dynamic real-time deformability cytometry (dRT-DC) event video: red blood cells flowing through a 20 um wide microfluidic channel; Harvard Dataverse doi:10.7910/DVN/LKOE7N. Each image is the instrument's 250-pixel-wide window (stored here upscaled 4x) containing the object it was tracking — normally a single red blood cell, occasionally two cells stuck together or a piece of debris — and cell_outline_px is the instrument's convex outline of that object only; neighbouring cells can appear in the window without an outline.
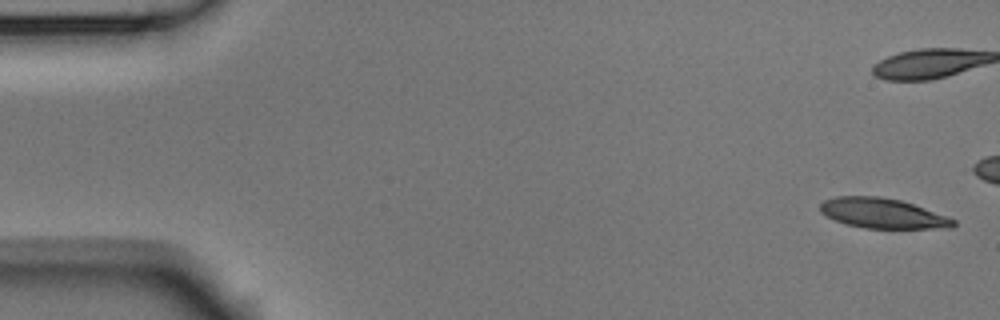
{"species": "Egyptian fruit bat (a non-hibernating species)", "species_latin": "Rousettus aegyptiacus", "temperature_condition": "room temperature", "stored_images_in_passage": 6, "camera_frame_rate_fps": 3000, "um_per_image_px": 0.085, "animal": {"sex": "male"}, "frame": {"image": 1, "passage_image": 1, "time_ms": 0.0, "image_size_px": [1000, 320], "cell_outline_px": [[956, 224], [952, 228], [864, 228], [848, 224], [836, 220], [820, 212], [820, 204], [824, 200], [836, 196], [880, 196], [900, 200], [948, 216], [956, 220]], "centroid_in_image_um": [75.04, 18.13], "position_along_channel_um": 10.0, "area_um2": 23.18}}